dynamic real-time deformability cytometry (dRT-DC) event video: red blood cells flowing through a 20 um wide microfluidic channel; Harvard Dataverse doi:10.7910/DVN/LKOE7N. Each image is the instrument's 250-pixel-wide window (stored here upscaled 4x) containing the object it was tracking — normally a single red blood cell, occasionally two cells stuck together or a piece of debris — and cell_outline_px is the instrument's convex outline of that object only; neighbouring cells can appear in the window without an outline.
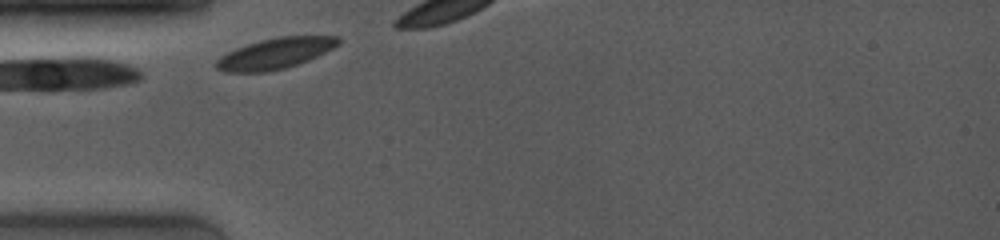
{"species": "common noctule bat (a hibernating species)", "species_latin": "Nyctalus noctula", "temperature_condition": "room temperature", "stored_images_in_passage": 4, "camera_frame_rate_fps": 4000, "um_per_image_px": 0.085, "animal": {"sex": "female", "body_mass_g": 19.0, "forearm_length_mm": 53.3}, "frame": {"image": 1, "passage_image": 2, "time_ms": 0.25, "image_size_px": [1000, 240], "cell_outline_px": [[340, 44], [308, 60], [284, 68], [268, 72], [224, 72], [216, 68], [216, 60], [220, 56], [236, 48], [260, 40], [280, 36], [340, 36]], "centroid_in_image_um": [23.38, 4.54], "position_along_channel_um": 61.6, "area_um2": 21.73}}